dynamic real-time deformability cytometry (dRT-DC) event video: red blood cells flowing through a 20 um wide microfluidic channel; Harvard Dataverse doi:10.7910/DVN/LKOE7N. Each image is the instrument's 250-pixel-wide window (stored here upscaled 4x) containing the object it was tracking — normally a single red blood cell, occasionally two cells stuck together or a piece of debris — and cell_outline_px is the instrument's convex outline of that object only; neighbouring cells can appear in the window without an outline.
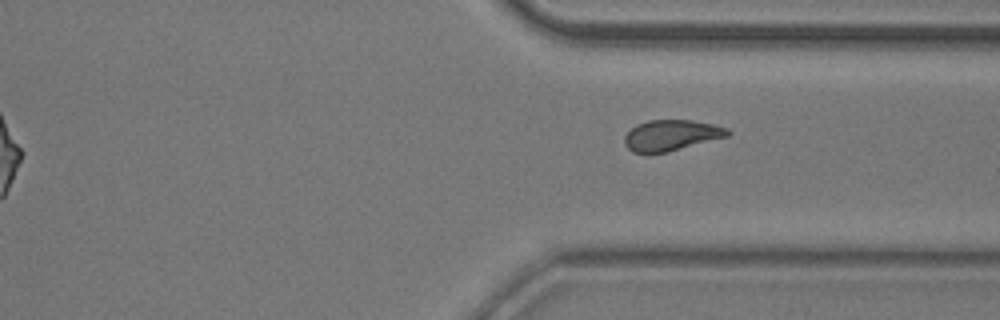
{"species": "common noctule bat (a hibernating species)", "species_latin": "Nyctalus noctula", "temperature_condition": "room temperature", "stored_images_in_passage": 13, "segment_of_instrument_passage": [2, 2], "camera_frame_rate_fps": 3000, "um_per_image_px": 0.085, "animal": {"sex": "male", "body_mass_g": 20.5, "forearm_length_mm": 52.5}, "frame": {"image": 1, "passage_image": 13, "time_ms": 4.0, "image_size_px": [1000, 320], "cell_outline_px": [[732, 132], [728, 136], [668, 152], [648, 156], [632, 152], [624, 144], [624, 136], [636, 124], [648, 120], [692, 120], [716, 124], [728, 128]], "centroid_in_image_um": [57.03, 11.52], "position_along_channel_um": 354.4, "area_um2": 19.07}}